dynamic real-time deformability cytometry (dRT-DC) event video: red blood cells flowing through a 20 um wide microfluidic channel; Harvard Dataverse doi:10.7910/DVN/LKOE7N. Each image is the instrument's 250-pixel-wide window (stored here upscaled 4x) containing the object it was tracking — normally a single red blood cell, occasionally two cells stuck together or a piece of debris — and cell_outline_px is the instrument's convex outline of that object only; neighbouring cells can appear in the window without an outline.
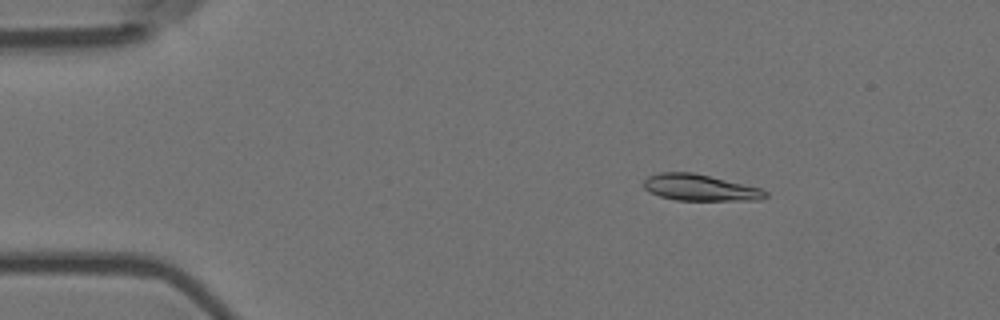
{"species": "Egyptian fruit bat (a non-hibernating species)", "species_latin": "Rousettus aegyptiacus", "temperature_condition": "room temperature", "stored_images_in_passage": 20, "camera_frame_rate_fps": 3000, "um_per_image_px": 0.085, "animal": {"sex": "female"}, "frame": {"image": 1, "passage_image": 2, "time_ms": 0.333, "image_size_px": [1000, 320], "cell_outline_px": [[768, 196], [760, 200], [676, 200], [660, 196], [648, 192], [644, 188], [644, 180], [648, 176], [660, 172], [692, 172], [760, 188], [768, 192]], "centroid_in_image_um": [59.48, 15.95], "position_along_channel_um": 25.5, "area_um2": 18.61}}
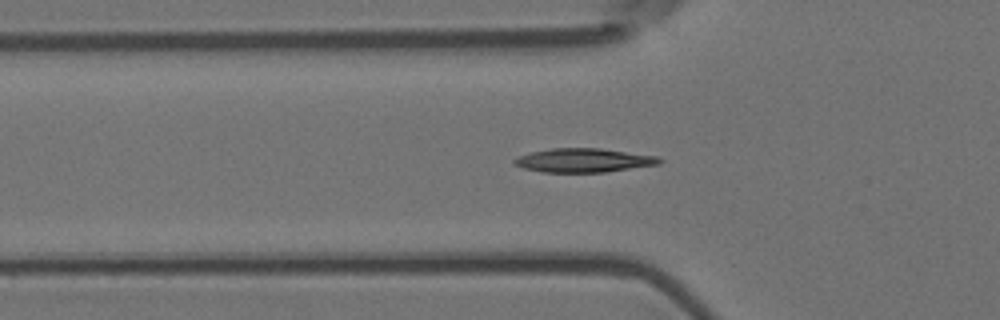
{"frame": {"image": 2, "passage_image": 12, "time_ms": 3.667, "image_size_px": [1000, 320], "cell_outline_px": [[664, 160], [660, 164], [604, 172], [540, 172], [524, 168], [512, 164], [512, 160], [520, 156], [532, 152], [552, 148], [600, 148], [656, 156]], "centroid_in_image_um": [49.6, 13.63], "position_along_channel_um": 76.2, "area_um2": 20.11}}
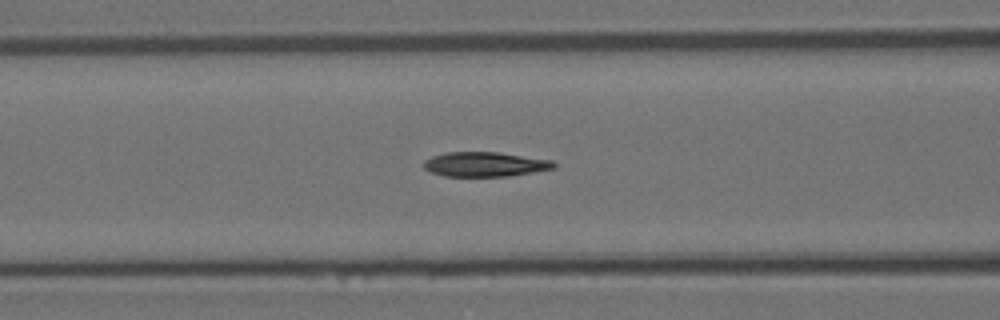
{"frame": {"image": 3, "passage_image": 16, "time_ms": 5.0, "image_size_px": [1000, 320], "cell_outline_px": [[556, 168], [508, 176], [444, 176], [428, 172], [424, 168], [424, 160], [432, 156], [448, 152], [500, 152], [552, 160], [556, 164]], "centroid_in_image_um": [41.21, 13.96], "position_along_channel_um": 125.4, "area_um2": 18.73}}